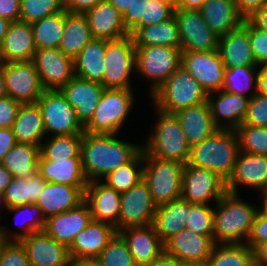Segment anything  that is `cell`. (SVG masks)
Returning <instances> with one entry per match:
<instances>
[{
	"mask_svg": "<svg viewBox=\"0 0 267 266\" xmlns=\"http://www.w3.org/2000/svg\"><path fill=\"white\" fill-rule=\"evenodd\" d=\"M64 10V0H21L19 20L33 23Z\"/></svg>",
	"mask_w": 267,
	"mask_h": 266,
	"instance_id": "c3c4849f",
	"label": "cell"
},
{
	"mask_svg": "<svg viewBox=\"0 0 267 266\" xmlns=\"http://www.w3.org/2000/svg\"><path fill=\"white\" fill-rule=\"evenodd\" d=\"M189 211L190 202L182 198L157 206L152 225L163 244L186 228Z\"/></svg>",
	"mask_w": 267,
	"mask_h": 266,
	"instance_id": "1f68e13d",
	"label": "cell"
},
{
	"mask_svg": "<svg viewBox=\"0 0 267 266\" xmlns=\"http://www.w3.org/2000/svg\"><path fill=\"white\" fill-rule=\"evenodd\" d=\"M148 98L147 101L155 108L174 114L181 109L206 102L208 93L189 71L180 65Z\"/></svg>",
	"mask_w": 267,
	"mask_h": 266,
	"instance_id": "8992f818",
	"label": "cell"
},
{
	"mask_svg": "<svg viewBox=\"0 0 267 266\" xmlns=\"http://www.w3.org/2000/svg\"><path fill=\"white\" fill-rule=\"evenodd\" d=\"M254 263L257 266H267V242L257 244L253 248Z\"/></svg>",
	"mask_w": 267,
	"mask_h": 266,
	"instance_id": "e7e4bbea",
	"label": "cell"
},
{
	"mask_svg": "<svg viewBox=\"0 0 267 266\" xmlns=\"http://www.w3.org/2000/svg\"><path fill=\"white\" fill-rule=\"evenodd\" d=\"M104 0H64V8L70 13L84 14Z\"/></svg>",
	"mask_w": 267,
	"mask_h": 266,
	"instance_id": "91938a15",
	"label": "cell"
},
{
	"mask_svg": "<svg viewBox=\"0 0 267 266\" xmlns=\"http://www.w3.org/2000/svg\"><path fill=\"white\" fill-rule=\"evenodd\" d=\"M257 93L267 96V65L262 66L258 73Z\"/></svg>",
	"mask_w": 267,
	"mask_h": 266,
	"instance_id": "003e7915",
	"label": "cell"
},
{
	"mask_svg": "<svg viewBox=\"0 0 267 266\" xmlns=\"http://www.w3.org/2000/svg\"><path fill=\"white\" fill-rule=\"evenodd\" d=\"M175 264L176 260L164 251L156 259L144 266H175Z\"/></svg>",
	"mask_w": 267,
	"mask_h": 266,
	"instance_id": "a7ac6f4b",
	"label": "cell"
},
{
	"mask_svg": "<svg viewBox=\"0 0 267 266\" xmlns=\"http://www.w3.org/2000/svg\"><path fill=\"white\" fill-rule=\"evenodd\" d=\"M157 205L153 202L147 183L141 180L121 193L119 221L116 232L127 227L147 226L153 223Z\"/></svg>",
	"mask_w": 267,
	"mask_h": 266,
	"instance_id": "4fadbf2b",
	"label": "cell"
},
{
	"mask_svg": "<svg viewBox=\"0 0 267 266\" xmlns=\"http://www.w3.org/2000/svg\"><path fill=\"white\" fill-rule=\"evenodd\" d=\"M149 0H130L127 10L122 14L123 22L129 34L145 26V9Z\"/></svg>",
	"mask_w": 267,
	"mask_h": 266,
	"instance_id": "db71d44e",
	"label": "cell"
},
{
	"mask_svg": "<svg viewBox=\"0 0 267 266\" xmlns=\"http://www.w3.org/2000/svg\"><path fill=\"white\" fill-rule=\"evenodd\" d=\"M139 89L106 88L84 131L92 134H123L138 106ZM136 91V92H135ZM135 107V108H134ZM135 110V111H134ZM134 111V112H133Z\"/></svg>",
	"mask_w": 267,
	"mask_h": 266,
	"instance_id": "277c9868",
	"label": "cell"
},
{
	"mask_svg": "<svg viewBox=\"0 0 267 266\" xmlns=\"http://www.w3.org/2000/svg\"><path fill=\"white\" fill-rule=\"evenodd\" d=\"M181 51L218 50L219 37L210 29L199 10L175 9Z\"/></svg>",
	"mask_w": 267,
	"mask_h": 266,
	"instance_id": "5bb4252c",
	"label": "cell"
},
{
	"mask_svg": "<svg viewBox=\"0 0 267 266\" xmlns=\"http://www.w3.org/2000/svg\"><path fill=\"white\" fill-rule=\"evenodd\" d=\"M105 89L101 83L74 76L60 91L75 109L77 119L84 126L91 119Z\"/></svg>",
	"mask_w": 267,
	"mask_h": 266,
	"instance_id": "ffe728a7",
	"label": "cell"
},
{
	"mask_svg": "<svg viewBox=\"0 0 267 266\" xmlns=\"http://www.w3.org/2000/svg\"><path fill=\"white\" fill-rule=\"evenodd\" d=\"M36 103L42 113L46 137L85 132L75 109L60 90H44Z\"/></svg>",
	"mask_w": 267,
	"mask_h": 266,
	"instance_id": "30bf717a",
	"label": "cell"
},
{
	"mask_svg": "<svg viewBox=\"0 0 267 266\" xmlns=\"http://www.w3.org/2000/svg\"><path fill=\"white\" fill-rule=\"evenodd\" d=\"M83 133L46 137L40 146V154L46 160L81 158Z\"/></svg>",
	"mask_w": 267,
	"mask_h": 266,
	"instance_id": "f6af8a7d",
	"label": "cell"
},
{
	"mask_svg": "<svg viewBox=\"0 0 267 266\" xmlns=\"http://www.w3.org/2000/svg\"><path fill=\"white\" fill-rule=\"evenodd\" d=\"M238 12L247 19L257 9H259L267 0H234Z\"/></svg>",
	"mask_w": 267,
	"mask_h": 266,
	"instance_id": "6125c7cd",
	"label": "cell"
},
{
	"mask_svg": "<svg viewBox=\"0 0 267 266\" xmlns=\"http://www.w3.org/2000/svg\"><path fill=\"white\" fill-rule=\"evenodd\" d=\"M12 173L0 164V193H3L6 187L11 183Z\"/></svg>",
	"mask_w": 267,
	"mask_h": 266,
	"instance_id": "89a4df30",
	"label": "cell"
},
{
	"mask_svg": "<svg viewBox=\"0 0 267 266\" xmlns=\"http://www.w3.org/2000/svg\"><path fill=\"white\" fill-rule=\"evenodd\" d=\"M123 135L83 133L80 154L82 170L88 181L101 180L142 150V142L127 140Z\"/></svg>",
	"mask_w": 267,
	"mask_h": 266,
	"instance_id": "6da1fadb",
	"label": "cell"
},
{
	"mask_svg": "<svg viewBox=\"0 0 267 266\" xmlns=\"http://www.w3.org/2000/svg\"><path fill=\"white\" fill-rule=\"evenodd\" d=\"M215 244L214 236L199 235L184 228L164 244V251L178 262L206 265Z\"/></svg>",
	"mask_w": 267,
	"mask_h": 266,
	"instance_id": "ac0fdd59",
	"label": "cell"
},
{
	"mask_svg": "<svg viewBox=\"0 0 267 266\" xmlns=\"http://www.w3.org/2000/svg\"><path fill=\"white\" fill-rule=\"evenodd\" d=\"M174 114L190 146L200 143L218 130L213 123L208 101L181 109Z\"/></svg>",
	"mask_w": 267,
	"mask_h": 266,
	"instance_id": "4dcf8cb0",
	"label": "cell"
},
{
	"mask_svg": "<svg viewBox=\"0 0 267 266\" xmlns=\"http://www.w3.org/2000/svg\"><path fill=\"white\" fill-rule=\"evenodd\" d=\"M31 28L37 50L59 48L65 28V10L31 23Z\"/></svg>",
	"mask_w": 267,
	"mask_h": 266,
	"instance_id": "60d3db41",
	"label": "cell"
},
{
	"mask_svg": "<svg viewBox=\"0 0 267 266\" xmlns=\"http://www.w3.org/2000/svg\"><path fill=\"white\" fill-rule=\"evenodd\" d=\"M36 50L31 23L20 20L10 22L0 45V62L32 61Z\"/></svg>",
	"mask_w": 267,
	"mask_h": 266,
	"instance_id": "d4e9b609",
	"label": "cell"
},
{
	"mask_svg": "<svg viewBox=\"0 0 267 266\" xmlns=\"http://www.w3.org/2000/svg\"><path fill=\"white\" fill-rule=\"evenodd\" d=\"M240 153L235 130L218 129L190 149L188 164L218 173L226 181L232 175Z\"/></svg>",
	"mask_w": 267,
	"mask_h": 266,
	"instance_id": "5b68a950",
	"label": "cell"
},
{
	"mask_svg": "<svg viewBox=\"0 0 267 266\" xmlns=\"http://www.w3.org/2000/svg\"><path fill=\"white\" fill-rule=\"evenodd\" d=\"M260 70V66L225 68L222 90L251 98L257 93V76Z\"/></svg>",
	"mask_w": 267,
	"mask_h": 266,
	"instance_id": "b9f144b4",
	"label": "cell"
},
{
	"mask_svg": "<svg viewBox=\"0 0 267 266\" xmlns=\"http://www.w3.org/2000/svg\"><path fill=\"white\" fill-rule=\"evenodd\" d=\"M92 39L85 15L65 10V28L59 49L74 59Z\"/></svg>",
	"mask_w": 267,
	"mask_h": 266,
	"instance_id": "74e56055",
	"label": "cell"
},
{
	"mask_svg": "<svg viewBox=\"0 0 267 266\" xmlns=\"http://www.w3.org/2000/svg\"><path fill=\"white\" fill-rule=\"evenodd\" d=\"M175 3L172 0H149L145 9V26L160 24L174 16Z\"/></svg>",
	"mask_w": 267,
	"mask_h": 266,
	"instance_id": "f5cc1de1",
	"label": "cell"
},
{
	"mask_svg": "<svg viewBox=\"0 0 267 266\" xmlns=\"http://www.w3.org/2000/svg\"><path fill=\"white\" fill-rule=\"evenodd\" d=\"M254 253L246 243L215 244L206 266H253Z\"/></svg>",
	"mask_w": 267,
	"mask_h": 266,
	"instance_id": "7bdbcfd3",
	"label": "cell"
},
{
	"mask_svg": "<svg viewBox=\"0 0 267 266\" xmlns=\"http://www.w3.org/2000/svg\"><path fill=\"white\" fill-rule=\"evenodd\" d=\"M21 0H0V17L9 22L19 21Z\"/></svg>",
	"mask_w": 267,
	"mask_h": 266,
	"instance_id": "680465c9",
	"label": "cell"
},
{
	"mask_svg": "<svg viewBox=\"0 0 267 266\" xmlns=\"http://www.w3.org/2000/svg\"><path fill=\"white\" fill-rule=\"evenodd\" d=\"M249 32L250 47L257 64L267 65V32L256 27L248 18L242 23Z\"/></svg>",
	"mask_w": 267,
	"mask_h": 266,
	"instance_id": "f907efd6",
	"label": "cell"
},
{
	"mask_svg": "<svg viewBox=\"0 0 267 266\" xmlns=\"http://www.w3.org/2000/svg\"><path fill=\"white\" fill-rule=\"evenodd\" d=\"M38 173L46 182L70 186H87L82 170L81 158L46 160L41 154L38 160Z\"/></svg>",
	"mask_w": 267,
	"mask_h": 266,
	"instance_id": "836d02e7",
	"label": "cell"
},
{
	"mask_svg": "<svg viewBox=\"0 0 267 266\" xmlns=\"http://www.w3.org/2000/svg\"><path fill=\"white\" fill-rule=\"evenodd\" d=\"M7 96L5 80L2 73V63H0V98Z\"/></svg>",
	"mask_w": 267,
	"mask_h": 266,
	"instance_id": "2a66077c",
	"label": "cell"
},
{
	"mask_svg": "<svg viewBox=\"0 0 267 266\" xmlns=\"http://www.w3.org/2000/svg\"><path fill=\"white\" fill-rule=\"evenodd\" d=\"M70 266H100L96 259L71 260Z\"/></svg>",
	"mask_w": 267,
	"mask_h": 266,
	"instance_id": "8c879c8a",
	"label": "cell"
},
{
	"mask_svg": "<svg viewBox=\"0 0 267 266\" xmlns=\"http://www.w3.org/2000/svg\"><path fill=\"white\" fill-rule=\"evenodd\" d=\"M17 144L12 128H0V164L3 157Z\"/></svg>",
	"mask_w": 267,
	"mask_h": 266,
	"instance_id": "94428289",
	"label": "cell"
},
{
	"mask_svg": "<svg viewBox=\"0 0 267 266\" xmlns=\"http://www.w3.org/2000/svg\"><path fill=\"white\" fill-rule=\"evenodd\" d=\"M31 266H70L68 248L45 231L35 232L19 241Z\"/></svg>",
	"mask_w": 267,
	"mask_h": 266,
	"instance_id": "d6986e66",
	"label": "cell"
},
{
	"mask_svg": "<svg viewBox=\"0 0 267 266\" xmlns=\"http://www.w3.org/2000/svg\"><path fill=\"white\" fill-rule=\"evenodd\" d=\"M175 266H206V265L199 264V263H188V262H178V261H176Z\"/></svg>",
	"mask_w": 267,
	"mask_h": 266,
	"instance_id": "b9fcfbb0",
	"label": "cell"
},
{
	"mask_svg": "<svg viewBox=\"0 0 267 266\" xmlns=\"http://www.w3.org/2000/svg\"><path fill=\"white\" fill-rule=\"evenodd\" d=\"M199 11L218 37L238 28L245 19L238 12L234 0H207Z\"/></svg>",
	"mask_w": 267,
	"mask_h": 266,
	"instance_id": "d6a6232c",
	"label": "cell"
},
{
	"mask_svg": "<svg viewBox=\"0 0 267 266\" xmlns=\"http://www.w3.org/2000/svg\"><path fill=\"white\" fill-rule=\"evenodd\" d=\"M45 184V179L38 172L28 179L13 177L3 192L6 208L36 203Z\"/></svg>",
	"mask_w": 267,
	"mask_h": 266,
	"instance_id": "ab89813d",
	"label": "cell"
},
{
	"mask_svg": "<svg viewBox=\"0 0 267 266\" xmlns=\"http://www.w3.org/2000/svg\"><path fill=\"white\" fill-rule=\"evenodd\" d=\"M248 19L256 27L267 32V2L249 16Z\"/></svg>",
	"mask_w": 267,
	"mask_h": 266,
	"instance_id": "be15d7a7",
	"label": "cell"
},
{
	"mask_svg": "<svg viewBox=\"0 0 267 266\" xmlns=\"http://www.w3.org/2000/svg\"><path fill=\"white\" fill-rule=\"evenodd\" d=\"M0 266H31L26 250L18 241H9L3 248Z\"/></svg>",
	"mask_w": 267,
	"mask_h": 266,
	"instance_id": "11a10c76",
	"label": "cell"
},
{
	"mask_svg": "<svg viewBox=\"0 0 267 266\" xmlns=\"http://www.w3.org/2000/svg\"><path fill=\"white\" fill-rule=\"evenodd\" d=\"M263 242H267V216L258 210L246 244L253 249L257 244Z\"/></svg>",
	"mask_w": 267,
	"mask_h": 266,
	"instance_id": "9f6ffc18",
	"label": "cell"
},
{
	"mask_svg": "<svg viewBox=\"0 0 267 266\" xmlns=\"http://www.w3.org/2000/svg\"><path fill=\"white\" fill-rule=\"evenodd\" d=\"M131 36L135 47L160 45L181 48L179 28L175 16L160 24L140 27Z\"/></svg>",
	"mask_w": 267,
	"mask_h": 266,
	"instance_id": "8d00e7d4",
	"label": "cell"
},
{
	"mask_svg": "<svg viewBox=\"0 0 267 266\" xmlns=\"http://www.w3.org/2000/svg\"><path fill=\"white\" fill-rule=\"evenodd\" d=\"M105 39L93 38L74 58L75 76L101 83L104 77Z\"/></svg>",
	"mask_w": 267,
	"mask_h": 266,
	"instance_id": "d590c367",
	"label": "cell"
},
{
	"mask_svg": "<svg viewBox=\"0 0 267 266\" xmlns=\"http://www.w3.org/2000/svg\"><path fill=\"white\" fill-rule=\"evenodd\" d=\"M227 192L226 180L218 173L186 163L181 198L191 204L215 205Z\"/></svg>",
	"mask_w": 267,
	"mask_h": 266,
	"instance_id": "8fae6325",
	"label": "cell"
},
{
	"mask_svg": "<svg viewBox=\"0 0 267 266\" xmlns=\"http://www.w3.org/2000/svg\"><path fill=\"white\" fill-rule=\"evenodd\" d=\"M253 197L252 200L243 193L227 191L215 203L213 236L216 244L246 243L258 211V200L255 194Z\"/></svg>",
	"mask_w": 267,
	"mask_h": 266,
	"instance_id": "7a4b0ae2",
	"label": "cell"
},
{
	"mask_svg": "<svg viewBox=\"0 0 267 266\" xmlns=\"http://www.w3.org/2000/svg\"><path fill=\"white\" fill-rule=\"evenodd\" d=\"M104 60L105 88L137 89L134 77L136 48L130 34L119 39L106 40Z\"/></svg>",
	"mask_w": 267,
	"mask_h": 266,
	"instance_id": "ba28073f",
	"label": "cell"
},
{
	"mask_svg": "<svg viewBox=\"0 0 267 266\" xmlns=\"http://www.w3.org/2000/svg\"><path fill=\"white\" fill-rule=\"evenodd\" d=\"M45 90H60L74 76V59L59 48L38 49L33 60Z\"/></svg>",
	"mask_w": 267,
	"mask_h": 266,
	"instance_id": "e0dca14e",
	"label": "cell"
},
{
	"mask_svg": "<svg viewBox=\"0 0 267 266\" xmlns=\"http://www.w3.org/2000/svg\"><path fill=\"white\" fill-rule=\"evenodd\" d=\"M100 266H137L124 239L116 233L96 259Z\"/></svg>",
	"mask_w": 267,
	"mask_h": 266,
	"instance_id": "bcb514c9",
	"label": "cell"
},
{
	"mask_svg": "<svg viewBox=\"0 0 267 266\" xmlns=\"http://www.w3.org/2000/svg\"><path fill=\"white\" fill-rule=\"evenodd\" d=\"M40 146L17 143L3 157L1 164L7 168L13 177L28 179L38 172Z\"/></svg>",
	"mask_w": 267,
	"mask_h": 266,
	"instance_id": "f35d334b",
	"label": "cell"
},
{
	"mask_svg": "<svg viewBox=\"0 0 267 266\" xmlns=\"http://www.w3.org/2000/svg\"><path fill=\"white\" fill-rule=\"evenodd\" d=\"M181 65L208 94L222 90L225 66L218 50L182 51Z\"/></svg>",
	"mask_w": 267,
	"mask_h": 266,
	"instance_id": "2e32d148",
	"label": "cell"
},
{
	"mask_svg": "<svg viewBox=\"0 0 267 266\" xmlns=\"http://www.w3.org/2000/svg\"><path fill=\"white\" fill-rule=\"evenodd\" d=\"M107 1L111 3L113 6H115L121 14H123L127 10L130 4V0H107Z\"/></svg>",
	"mask_w": 267,
	"mask_h": 266,
	"instance_id": "753ad0ef",
	"label": "cell"
},
{
	"mask_svg": "<svg viewBox=\"0 0 267 266\" xmlns=\"http://www.w3.org/2000/svg\"><path fill=\"white\" fill-rule=\"evenodd\" d=\"M226 188L238 194L250 190L257 195L267 191V156L240 151L234 171L226 181Z\"/></svg>",
	"mask_w": 267,
	"mask_h": 266,
	"instance_id": "9a60e30c",
	"label": "cell"
},
{
	"mask_svg": "<svg viewBox=\"0 0 267 266\" xmlns=\"http://www.w3.org/2000/svg\"><path fill=\"white\" fill-rule=\"evenodd\" d=\"M249 99L223 90L209 93L207 101L216 127L235 130L241 125L247 113Z\"/></svg>",
	"mask_w": 267,
	"mask_h": 266,
	"instance_id": "7402d4cb",
	"label": "cell"
},
{
	"mask_svg": "<svg viewBox=\"0 0 267 266\" xmlns=\"http://www.w3.org/2000/svg\"><path fill=\"white\" fill-rule=\"evenodd\" d=\"M86 187L46 182L35 204L39 206L43 217L47 220L81 204L85 200Z\"/></svg>",
	"mask_w": 267,
	"mask_h": 266,
	"instance_id": "484cf974",
	"label": "cell"
},
{
	"mask_svg": "<svg viewBox=\"0 0 267 266\" xmlns=\"http://www.w3.org/2000/svg\"><path fill=\"white\" fill-rule=\"evenodd\" d=\"M7 214L11 215L9 219L14 220L12 225L0 223V234L7 241L19 242L32 233L44 231L46 220L35 203L6 208L5 215Z\"/></svg>",
	"mask_w": 267,
	"mask_h": 266,
	"instance_id": "4316f807",
	"label": "cell"
},
{
	"mask_svg": "<svg viewBox=\"0 0 267 266\" xmlns=\"http://www.w3.org/2000/svg\"><path fill=\"white\" fill-rule=\"evenodd\" d=\"M12 130L17 143L41 146L46 131L37 103L20 105Z\"/></svg>",
	"mask_w": 267,
	"mask_h": 266,
	"instance_id": "e575fe53",
	"label": "cell"
},
{
	"mask_svg": "<svg viewBox=\"0 0 267 266\" xmlns=\"http://www.w3.org/2000/svg\"><path fill=\"white\" fill-rule=\"evenodd\" d=\"M242 125L267 127V96L256 93L249 99Z\"/></svg>",
	"mask_w": 267,
	"mask_h": 266,
	"instance_id": "816d5d0a",
	"label": "cell"
},
{
	"mask_svg": "<svg viewBox=\"0 0 267 266\" xmlns=\"http://www.w3.org/2000/svg\"><path fill=\"white\" fill-rule=\"evenodd\" d=\"M10 22L4 18L0 17V45L3 42L4 36L7 33V29Z\"/></svg>",
	"mask_w": 267,
	"mask_h": 266,
	"instance_id": "34e18365",
	"label": "cell"
},
{
	"mask_svg": "<svg viewBox=\"0 0 267 266\" xmlns=\"http://www.w3.org/2000/svg\"><path fill=\"white\" fill-rule=\"evenodd\" d=\"M207 0H176L175 9L199 10Z\"/></svg>",
	"mask_w": 267,
	"mask_h": 266,
	"instance_id": "03108f58",
	"label": "cell"
},
{
	"mask_svg": "<svg viewBox=\"0 0 267 266\" xmlns=\"http://www.w3.org/2000/svg\"><path fill=\"white\" fill-rule=\"evenodd\" d=\"M184 167L183 163L161 160L144 150L143 180L157 206L181 198Z\"/></svg>",
	"mask_w": 267,
	"mask_h": 266,
	"instance_id": "9c48e42d",
	"label": "cell"
},
{
	"mask_svg": "<svg viewBox=\"0 0 267 266\" xmlns=\"http://www.w3.org/2000/svg\"><path fill=\"white\" fill-rule=\"evenodd\" d=\"M126 242L137 266H144L164 252L153 225L127 227L117 232Z\"/></svg>",
	"mask_w": 267,
	"mask_h": 266,
	"instance_id": "83f0119b",
	"label": "cell"
},
{
	"mask_svg": "<svg viewBox=\"0 0 267 266\" xmlns=\"http://www.w3.org/2000/svg\"><path fill=\"white\" fill-rule=\"evenodd\" d=\"M20 105L10 96L0 98V128H12Z\"/></svg>",
	"mask_w": 267,
	"mask_h": 266,
	"instance_id": "6f0895ef",
	"label": "cell"
},
{
	"mask_svg": "<svg viewBox=\"0 0 267 266\" xmlns=\"http://www.w3.org/2000/svg\"><path fill=\"white\" fill-rule=\"evenodd\" d=\"M149 105L155 118L148 125V132L142 141V148L151 156L186 164L190 157L191 146L188 144L179 120L175 114L163 112ZM152 124V125H151Z\"/></svg>",
	"mask_w": 267,
	"mask_h": 266,
	"instance_id": "3957f363",
	"label": "cell"
},
{
	"mask_svg": "<svg viewBox=\"0 0 267 266\" xmlns=\"http://www.w3.org/2000/svg\"><path fill=\"white\" fill-rule=\"evenodd\" d=\"M89 205L84 200L77 207L51 216L46 220L44 231L57 242L67 248L74 237L92 221Z\"/></svg>",
	"mask_w": 267,
	"mask_h": 266,
	"instance_id": "44dd1931",
	"label": "cell"
},
{
	"mask_svg": "<svg viewBox=\"0 0 267 266\" xmlns=\"http://www.w3.org/2000/svg\"><path fill=\"white\" fill-rule=\"evenodd\" d=\"M240 151L267 156V127L239 125L235 129Z\"/></svg>",
	"mask_w": 267,
	"mask_h": 266,
	"instance_id": "7dc6e473",
	"label": "cell"
},
{
	"mask_svg": "<svg viewBox=\"0 0 267 266\" xmlns=\"http://www.w3.org/2000/svg\"><path fill=\"white\" fill-rule=\"evenodd\" d=\"M135 48V77L144 84L146 82L145 86L148 83L146 93L149 97L181 65L182 51L181 48L160 45Z\"/></svg>",
	"mask_w": 267,
	"mask_h": 266,
	"instance_id": "52a82bcc",
	"label": "cell"
},
{
	"mask_svg": "<svg viewBox=\"0 0 267 266\" xmlns=\"http://www.w3.org/2000/svg\"><path fill=\"white\" fill-rule=\"evenodd\" d=\"M93 38L115 40L129 35L123 15L107 0L84 13Z\"/></svg>",
	"mask_w": 267,
	"mask_h": 266,
	"instance_id": "f1b7e54d",
	"label": "cell"
},
{
	"mask_svg": "<svg viewBox=\"0 0 267 266\" xmlns=\"http://www.w3.org/2000/svg\"><path fill=\"white\" fill-rule=\"evenodd\" d=\"M7 96L20 104H33L44 92L33 61L2 63Z\"/></svg>",
	"mask_w": 267,
	"mask_h": 266,
	"instance_id": "7c38bea8",
	"label": "cell"
},
{
	"mask_svg": "<svg viewBox=\"0 0 267 266\" xmlns=\"http://www.w3.org/2000/svg\"><path fill=\"white\" fill-rule=\"evenodd\" d=\"M256 197L258 200V210L267 216V191L257 194Z\"/></svg>",
	"mask_w": 267,
	"mask_h": 266,
	"instance_id": "2644e50d",
	"label": "cell"
},
{
	"mask_svg": "<svg viewBox=\"0 0 267 266\" xmlns=\"http://www.w3.org/2000/svg\"><path fill=\"white\" fill-rule=\"evenodd\" d=\"M5 211H6V206L4 203L3 193H0V223L4 222V221H6V223H7V221H8V220H6L7 216H5Z\"/></svg>",
	"mask_w": 267,
	"mask_h": 266,
	"instance_id": "11e5206c",
	"label": "cell"
},
{
	"mask_svg": "<svg viewBox=\"0 0 267 266\" xmlns=\"http://www.w3.org/2000/svg\"><path fill=\"white\" fill-rule=\"evenodd\" d=\"M214 205L191 204L186 219V228L204 236L214 235Z\"/></svg>",
	"mask_w": 267,
	"mask_h": 266,
	"instance_id": "681fc988",
	"label": "cell"
},
{
	"mask_svg": "<svg viewBox=\"0 0 267 266\" xmlns=\"http://www.w3.org/2000/svg\"><path fill=\"white\" fill-rule=\"evenodd\" d=\"M116 233L112 225L92 220L74 237L68 247L70 259H97Z\"/></svg>",
	"mask_w": 267,
	"mask_h": 266,
	"instance_id": "cb8c5ba5",
	"label": "cell"
},
{
	"mask_svg": "<svg viewBox=\"0 0 267 266\" xmlns=\"http://www.w3.org/2000/svg\"><path fill=\"white\" fill-rule=\"evenodd\" d=\"M218 52L227 69L237 66H259L250 47L248 29L243 24L219 37Z\"/></svg>",
	"mask_w": 267,
	"mask_h": 266,
	"instance_id": "f546056e",
	"label": "cell"
},
{
	"mask_svg": "<svg viewBox=\"0 0 267 266\" xmlns=\"http://www.w3.org/2000/svg\"><path fill=\"white\" fill-rule=\"evenodd\" d=\"M9 241H7L1 234H0V257H1V253L2 250L4 248V246L8 243Z\"/></svg>",
	"mask_w": 267,
	"mask_h": 266,
	"instance_id": "09005b40",
	"label": "cell"
},
{
	"mask_svg": "<svg viewBox=\"0 0 267 266\" xmlns=\"http://www.w3.org/2000/svg\"><path fill=\"white\" fill-rule=\"evenodd\" d=\"M144 149L128 163L118 167L101 179L107 186L119 193L126 192L143 180Z\"/></svg>",
	"mask_w": 267,
	"mask_h": 266,
	"instance_id": "ee69618b",
	"label": "cell"
},
{
	"mask_svg": "<svg viewBox=\"0 0 267 266\" xmlns=\"http://www.w3.org/2000/svg\"><path fill=\"white\" fill-rule=\"evenodd\" d=\"M85 201L90 207L92 219L117 226L120 214L121 193L101 180L88 181Z\"/></svg>",
	"mask_w": 267,
	"mask_h": 266,
	"instance_id": "603a6c76",
	"label": "cell"
}]
</instances>
